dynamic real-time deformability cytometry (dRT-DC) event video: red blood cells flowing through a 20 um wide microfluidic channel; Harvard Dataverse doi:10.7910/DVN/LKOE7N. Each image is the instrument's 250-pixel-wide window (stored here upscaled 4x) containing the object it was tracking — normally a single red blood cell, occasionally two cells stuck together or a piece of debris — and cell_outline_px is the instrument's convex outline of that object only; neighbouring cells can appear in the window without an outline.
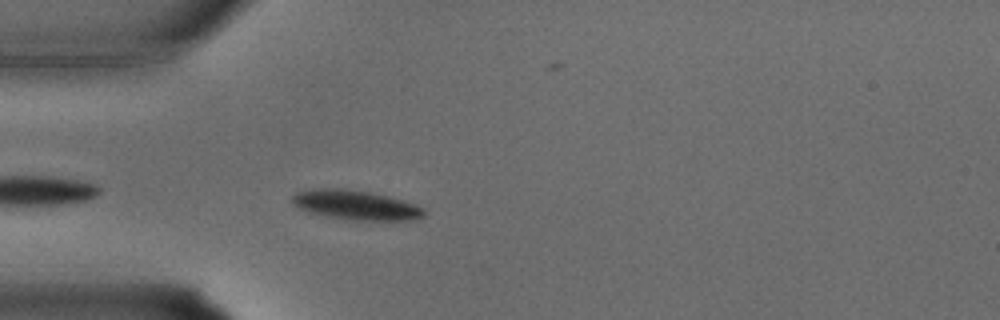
{"species": "common noctule bat (a hibernating species)", "species_latin": "Nyctalus noctula", "temperature_condition": "warm", "stored_images_in_passage": 21, "camera_frame_rate_fps": 3000, "um_per_image_px": 0.085, "animal": {"sex": "male", "body_mass_g": 15.6}, "frame": {"image": 1, "passage_image": 1, "time_ms": 0.0, "image_size_px": [1000, 320], "cell_outline_px": [[424, 216], [416, 220], [352, 220], [328, 216], [308, 212], [292, 204], [292, 196], [296, 192], [312, 188], [344, 188], [368, 192], [388, 196], [416, 204], [424, 208]], "centroid_in_image_um": [30.23, 17.42], "position_along_channel_um": 54.8, "area_um2": 22.72}}
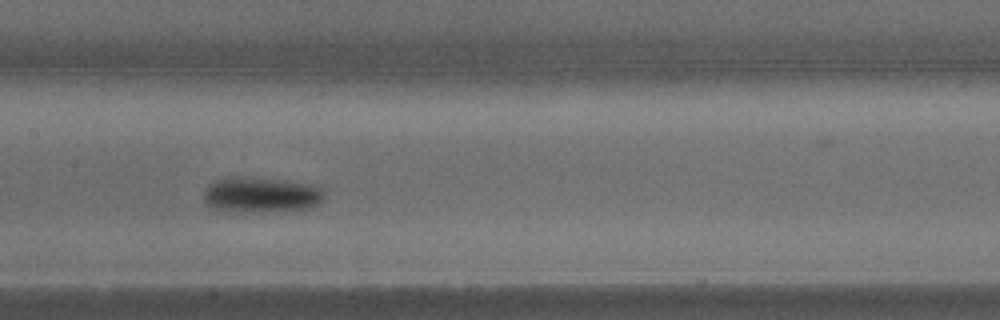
{"frame": {"image": 2, "passage_image": 8, "time_ms": 2.333, "image_size_px": [1000, 320], "cell_outline_px": [[324, 200], [316, 204], [304, 208], [264, 212], [228, 212], [212, 208], [204, 200], [204, 192], [208, 184], [216, 180], [236, 176], [272, 180], [304, 184], [320, 188], [324, 192]], "centroid_in_image_um": [22.1, 16.59], "position_along_channel_um": 185.3, "area_um2": 24.39}}
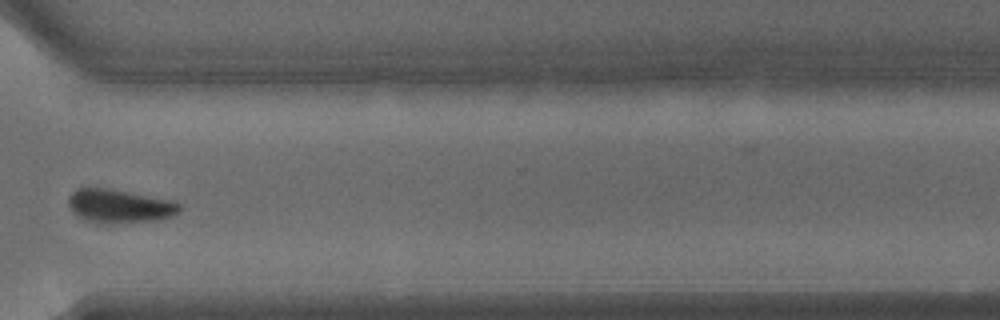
{"frame": {"image": 3, "passage_image": 17, "time_ms": 5.333, "image_size_px": [1000, 320], "cell_outline_px": [[180, 212], [172, 216], [160, 220], [88, 220], [72, 212], [68, 204], [68, 196], [76, 188], [104, 188], [176, 200], [180, 204]], "centroid_in_image_um": [10.2, 17.45], "position_along_channel_um": 360.4, "area_um2": 20.81}}